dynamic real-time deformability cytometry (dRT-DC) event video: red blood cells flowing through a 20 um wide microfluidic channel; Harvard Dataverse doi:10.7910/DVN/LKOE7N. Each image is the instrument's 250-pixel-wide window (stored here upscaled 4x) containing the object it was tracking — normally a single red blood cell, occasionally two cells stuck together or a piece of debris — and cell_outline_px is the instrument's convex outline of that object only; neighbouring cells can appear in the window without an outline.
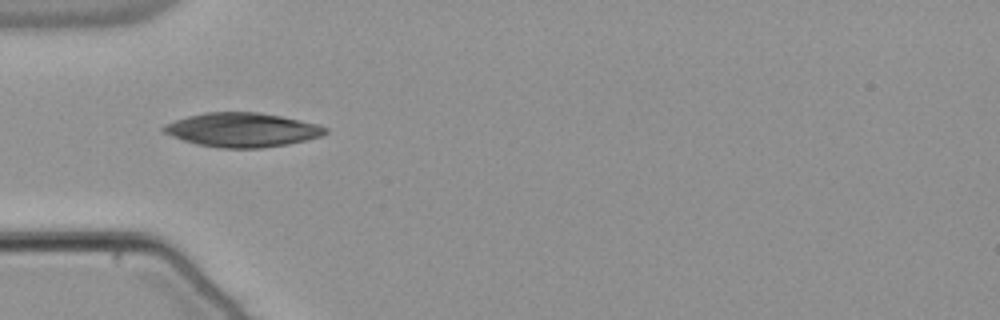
{"species": "common noctule bat (a hibernating species)", "species_latin": "Nyctalus noctula", "temperature_condition": "warm", "stored_images_in_passage": 17, "camera_frame_rate_fps": 3000, "um_per_image_px": 0.085, "animal": {"sex": "male", "body_mass_g": 21.5, "forearm_length_mm": 52.0}, "frame": {"image": 1, "passage_image": 1, "time_ms": 0.0, "image_size_px": [1000, 320], "cell_outline_px": [[328, 132], [320, 136], [288, 144], [260, 148], [220, 148], [196, 144], [184, 140], [164, 132], [160, 128], [164, 124], [188, 116], [204, 112], [260, 112], [320, 124], [328, 128]], "centroid_in_image_um": [20.59, 11.03], "position_along_channel_um": 64.4, "area_um2": 32.08}}
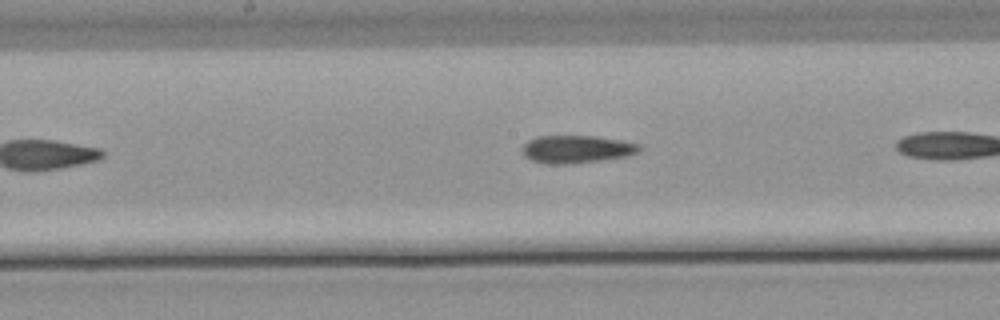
{"frame": {"image": 2, "passage_image": 6, "time_ms": 1.667, "image_size_px": [1000, 320], "cell_outline_px": [[640, 148], [636, 152], [624, 156], [596, 160], [564, 164], [548, 164], [532, 160], [524, 156], [520, 152], [520, 148], [528, 140], [536, 136], [596, 136], [620, 140], [640, 144]], "centroid_in_image_um": [48.91, 12.66], "position_along_channel_um": 199.3, "area_um2": 18.67}}